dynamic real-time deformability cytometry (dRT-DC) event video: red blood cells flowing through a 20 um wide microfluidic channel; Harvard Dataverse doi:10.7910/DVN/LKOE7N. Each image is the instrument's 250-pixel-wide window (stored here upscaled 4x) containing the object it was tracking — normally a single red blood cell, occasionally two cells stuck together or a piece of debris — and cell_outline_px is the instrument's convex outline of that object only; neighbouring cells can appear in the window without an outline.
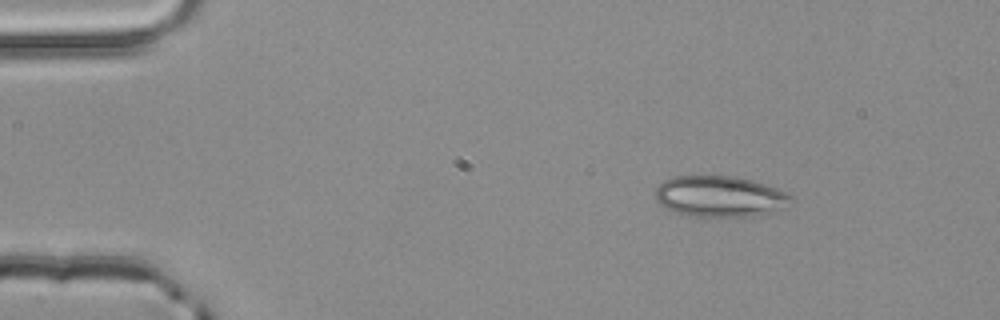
{"species": "common noctule bat (a hibernating species)", "species_latin": "Nyctalus noctula", "temperature_condition": "room temperature", "stored_images_in_passage": 3, "camera_frame_rate_fps": 3000, "um_per_image_px": 0.085, "animal": {"sex": "male", "body_mass_g": 20.4}, "frame": {"image": 1, "passage_image": 3, "time_ms": 0.667, "image_size_px": [1000, 320], "cell_outline_px": [[796, 200], [768, 212], [752, 216], [692, 216], [676, 212], [660, 204], [656, 200], [656, 188], [664, 180], [672, 176], [736, 176], [752, 180], [788, 192]], "centroid_in_image_um": [61.17, 16.67], "position_along_channel_um": 23.8, "area_um2": 32.08}}